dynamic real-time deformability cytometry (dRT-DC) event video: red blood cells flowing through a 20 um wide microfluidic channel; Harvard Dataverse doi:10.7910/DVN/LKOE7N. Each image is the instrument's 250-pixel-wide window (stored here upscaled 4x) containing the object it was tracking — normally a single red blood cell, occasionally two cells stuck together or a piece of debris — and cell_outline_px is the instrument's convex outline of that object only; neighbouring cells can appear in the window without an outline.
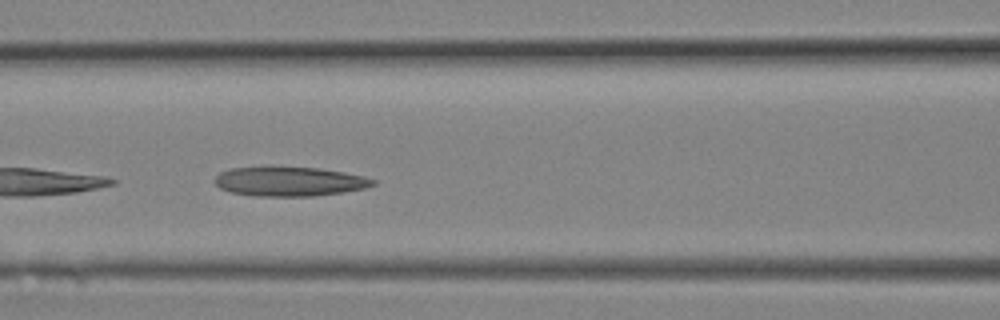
{"species": "Egyptian fruit bat (a non-hibernating species)", "species_latin": "Rousettus aegyptiacus", "temperature_condition": "room temperature", "stored_images_in_passage": 10, "camera_frame_rate_fps": 3000, "um_per_image_px": 0.085, "animal": {"sex": "female"}, "frame": {"image": 1, "passage_image": 9, "time_ms": 2.667, "image_size_px": [1000, 320], "cell_outline_px": [[376, 184], [364, 188], [344, 192], [312, 196], [256, 196], [232, 192], [220, 188], [216, 184], [216, 176], [220, 172], [228, 168], [272, 164], [320, 168], [344, 172], [364, 176], [376, 180]], "centroid_in_image_um": [24.58, 15.38], "position_along_channel_um": 142.0, "area_um2": 27.98}}